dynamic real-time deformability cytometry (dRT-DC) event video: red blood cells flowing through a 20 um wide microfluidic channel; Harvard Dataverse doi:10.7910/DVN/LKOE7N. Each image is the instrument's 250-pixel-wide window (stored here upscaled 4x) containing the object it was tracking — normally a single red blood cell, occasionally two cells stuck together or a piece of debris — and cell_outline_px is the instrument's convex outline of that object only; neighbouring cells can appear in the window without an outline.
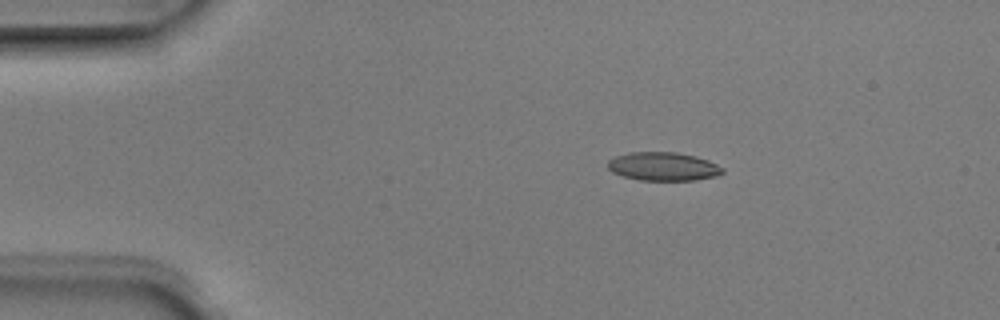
{"species": "Egyptian fruit bat (a non-hibernating species)", "species_latin": "Rousettus aegyptiacus", "temperature_condition": "room temperature", "stored_images_in_passage": 7, "camera_frame_rate_fps": 3000, "um_per_image_px": 0.085, "animal": {"sex": "male"}, "frame": {"image": 1, "passage_image": 2, "time_ms": 0.333, "image_size_px": [1000, 320], "cell_outline_px": [[724, 172], [716, 176], [696, 180], [640, 180], [624, 176], [612, 172], [608, 168], [608, 160], [616, 156], [628, 152], [676, 152], [696, 156], [708, 160], [724, 168]], "centroid_in_image_um": [56.38, 14.14], "position_along_channel_um": 28.6, "area_um2": 19.07}}
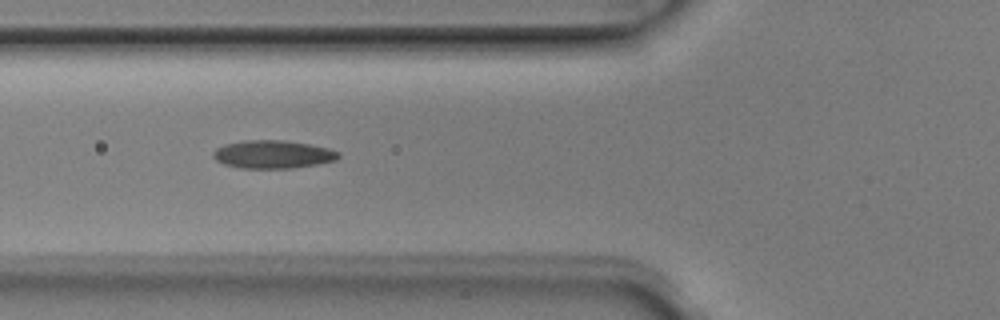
{"frame": {"image": 2, "passage_image": 5, "time_ms": 1.333, "image_size_px": [1000, 320], "cell_outline_px": [[340, 156], [336, 160], [316, 164], [292, 168], [240, 168], [224, 164], [216, 160], [212, 156], [212, 152], [216, 148], [224, 144], [244, 140], [284, 140], [308, 144], [328, 148], [340, 152]], "centroid_in_image_um": [23.17, 13.11], "position_along_channel_um": 102.6, "area_um2": 20.52}}
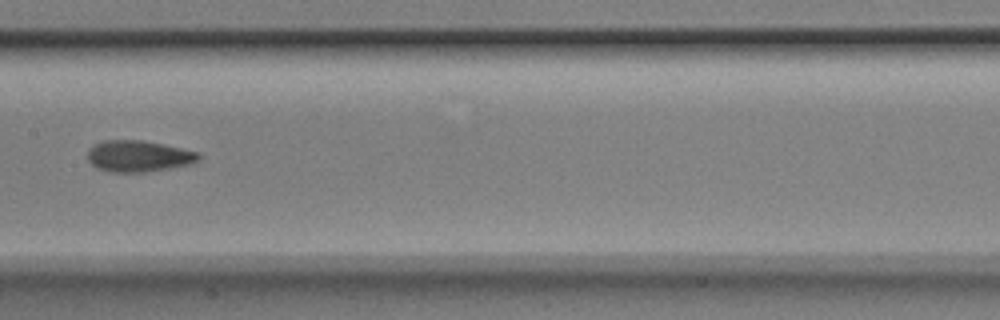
{"frame": {"image": 3, "passage_image": 7, "time_ms": 2.0, "image_size_px": [1000, 320], "cell_outline_px": [[200, 160], [192, 164], [172, 168], [148, 172], [108, 172], [96, 168], [88, 160], [88, 148], [92, 144], [104, 140], [140, 140], [200, 152]], "centroid_in_image_um": [11.76, 13.28], "position_along_channel_um": 195.6, "area_um2": 20.52}}